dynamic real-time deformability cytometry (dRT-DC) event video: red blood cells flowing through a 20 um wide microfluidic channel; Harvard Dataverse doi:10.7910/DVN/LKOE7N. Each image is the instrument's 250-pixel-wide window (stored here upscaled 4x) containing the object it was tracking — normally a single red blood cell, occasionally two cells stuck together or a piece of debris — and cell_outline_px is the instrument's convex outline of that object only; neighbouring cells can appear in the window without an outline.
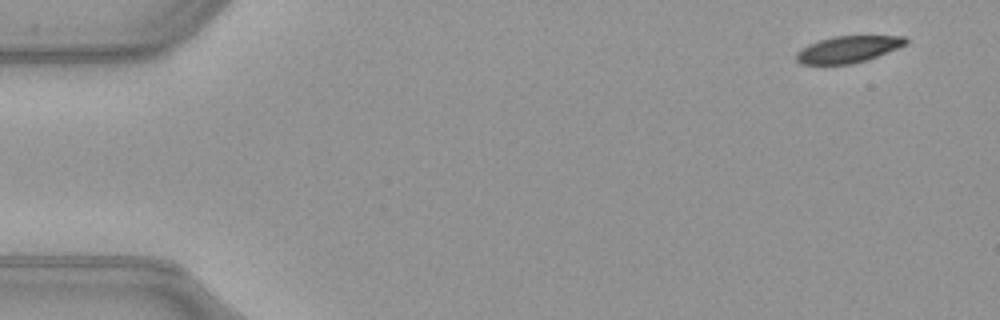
{"species": "common noctule bat (a hibernating species)", "species_latin": "Nyctalus noctula", "temperature_condition": "warm", "stored_images_in_passage": 50, "camera_frame_rate_fps": 3000, "um_per_image_px": 0.085, "animal": {"sex": "female", "body_mass_g": 21.9}, "frame": {"image": 1, "passage_image": 1, "time_ms": 0.0, "image_size_px": [1000, 320], "cell_outline_px": [[908, 44], [868, 60], [852, 64], [800, 64], [796, 60], [796, 52], [808, 44], [832, 36], [904, 36], [908, 40]], "centroid_in_image_um": [72.1, 4.19], "position_along_channel_um": 12.9, "area_um2": 17.11}}
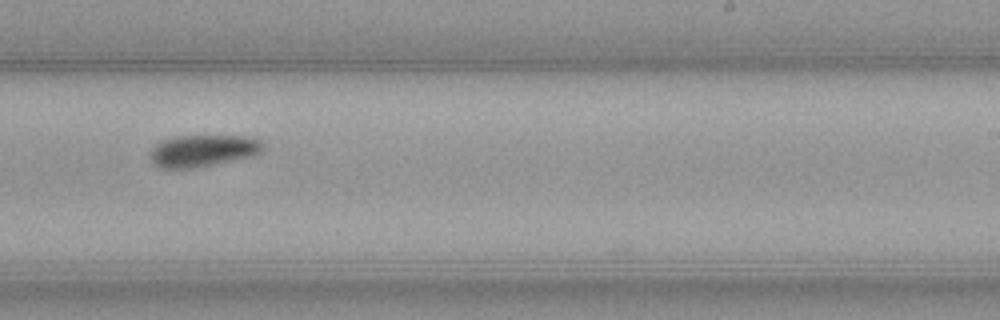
{"frame": {"image": 2, "passage_image": 30, "time_ms": 9.667, "image_size_px": [1000, 320], "cell_outline_px": [[264, 148], [256, 156], [196, 168], [160, 168], [152, 160], [152, 148], [156, 144], [164, 140], [176, 136], [252, 136], [260, 140], [264, 144]], "centroid_in_image_um": [17.34, 12.81], "position_along_channel_um": 271.7, "area_um2": 21.04}}
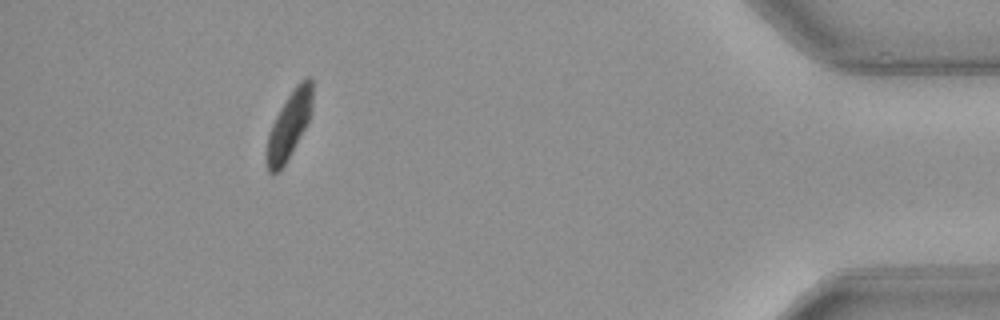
{"frame": {"image": 3, "passage_image": 45, "time_ms": 14.667, "image_size_px": [1000, 320], "cell_outline_px": [[312, 112], [308, 124], [284, 164], [276, 172], [268, 172], [264, 160], [268, 132], [280, 108], [296, 84], [300, 80], [308, 76], [312, 80]], "centroid_in_image_um": [24.56, 10.63], "position_along_channel_um": 410.6, "area_um2": 17.98}, "authors_computed_cell_mechanics": {"area_um2": 19.7098, "velocity_mm_per_s": 3.9957, "shape_relaxation_time_tau1_ms": 3.0656, "shape_relaxation_time_tau2_ms": null, "deformation_change_tau1": 0.1381, "deformation_change_tau2": null}}